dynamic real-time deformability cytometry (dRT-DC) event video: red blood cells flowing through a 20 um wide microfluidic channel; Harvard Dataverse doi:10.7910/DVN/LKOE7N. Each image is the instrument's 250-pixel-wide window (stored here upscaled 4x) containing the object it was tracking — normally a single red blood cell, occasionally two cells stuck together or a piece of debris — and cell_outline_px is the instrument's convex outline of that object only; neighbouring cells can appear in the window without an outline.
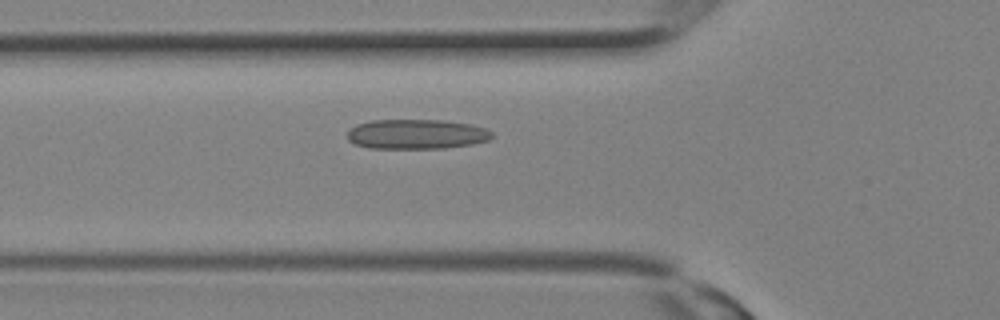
{"species": "Egyptian fruit bat (a non-hibernating species)", "species_latin": "Rousettus aegyptiacus", "temperature_condition": "room temperature", "stored_images_in_passage": 14, "camera_frame_rate_fps": 3000, "um_per_image_px": 0.085, "animal": {"sex": "female"}, "frame": {"image": 1, "passage_image": 10, "time_ms": 3.0, "image_size_px": [1000, 320], "cell_outline_px": [[492, 136], [488, 140], [472, 144], [444, 148], [368, 148], [356, 144], [348, 140], [348, 132], [356, 124], [372, 120], [440, 120], [468, 124], [484, 128], [492, 132]], "centroid_in_image_um": [35.38, 11.4], "position_along_channel_um": 90.4, "area_um2": 24.85}}
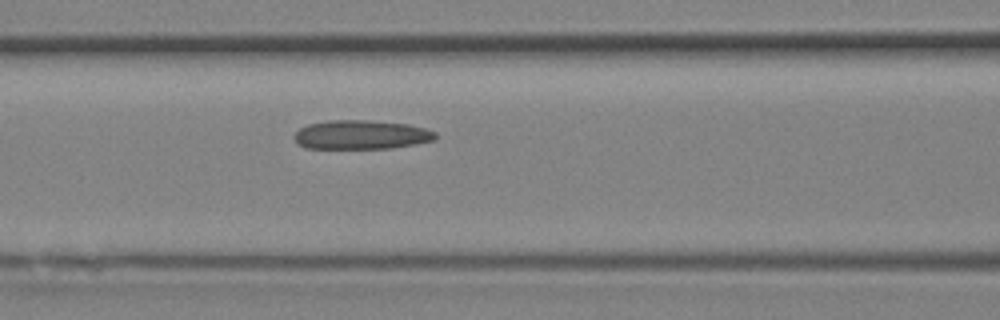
{"frame": {"image": 2, "passage_image": 12, "time_ms": 3.667, "image_size_px": [1000, 320], "cell_outline_px": [[436, 140], [392, 148], [304, 148], [296, 144], [292, 136], [300, 128], [308, 124], [328, 120], [368, 120], [408, 124], [424, 128], [436, 132]], "centroid_in_image_um": [30.66, 11.45], "position_along_channel_um": 135.9, "area_um2": 24.04}}
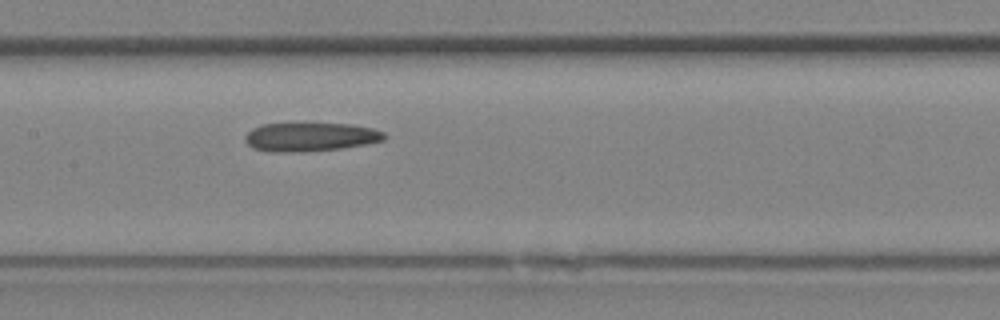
{"frame": {"image": 3, "passage_image": 14, "time_ms": 4.333, "image_size_px": [1000, 320], "cell_outline_px": [[384, 140], [364, 144], [340, 148], [300, 152], [268, 152], [252, 148], [244, 140], [244, 136], [252, 128], [264, 124], [352, 124], [372, 128], [384, 132]], "centroid_in_image_um": [26.32, 11.65], "position_along_channel_um": 181.1, "area_um2": 23.12}}